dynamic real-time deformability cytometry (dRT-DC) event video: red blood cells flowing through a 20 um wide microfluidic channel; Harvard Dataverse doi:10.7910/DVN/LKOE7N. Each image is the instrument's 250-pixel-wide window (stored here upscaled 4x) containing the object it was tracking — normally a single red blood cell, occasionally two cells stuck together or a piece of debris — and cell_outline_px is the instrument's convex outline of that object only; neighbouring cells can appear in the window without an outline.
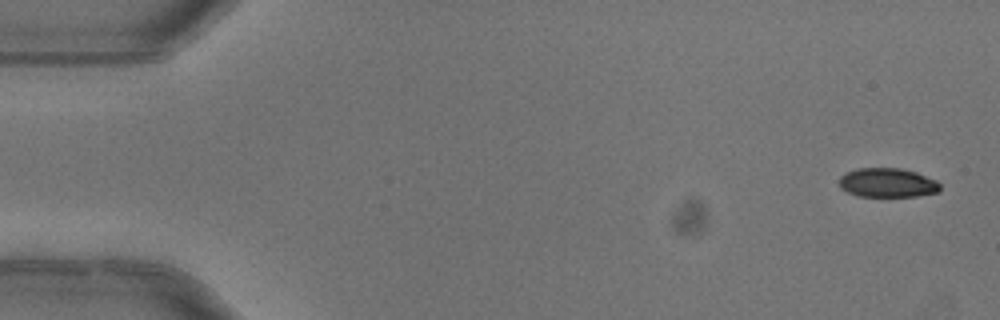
{"species": "common noctule bat (a hibernating species)", "species_latin": "Nyctalus noctula", "temperature_condition": "warm", "stored_images_in_passage": 6, "camera_frame_rate_fps": 3000, "um_per_image_px": 0.085, "animal": {"sex": "female"}, "frame": {"image": 1, "passage_image": 1, "time_ms": 0.0, "image_size_px": [1000, 320], "cell_outline_px": [[940, 192], [916, 196], [856, 196], [840, 188], [840, 176], [856, 168], [900, 168], [916, 172], [936, 180], [940, 184]], "centroid_in_image_um": [75.45, 15.53], "position_along_channel_um": 9.6, "area_um2": 17.17}}
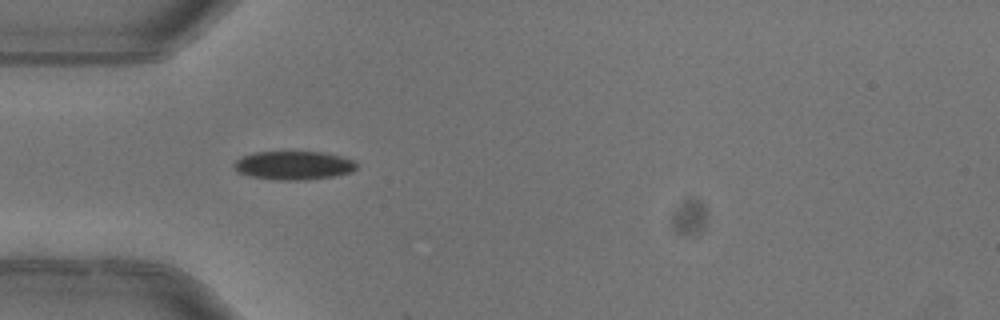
{"frame": {"image": 2, "passage_image": 5, "time_ms": 1.333, "image_size_px": [1000, 320], "cell_outline_px": [[356, 168], [352, 172], [332, 176], [296, 180], [280, 180], [252, 176], [240, 172], [232, 164], [236, 160], [252, 152], [324, 152], [340, 156], [352, 160], [356, 164]], "centroid_in_image_um": [24.96, 14.04], "position_along_channel_um": 60.0, "area_um2": 20.0}}